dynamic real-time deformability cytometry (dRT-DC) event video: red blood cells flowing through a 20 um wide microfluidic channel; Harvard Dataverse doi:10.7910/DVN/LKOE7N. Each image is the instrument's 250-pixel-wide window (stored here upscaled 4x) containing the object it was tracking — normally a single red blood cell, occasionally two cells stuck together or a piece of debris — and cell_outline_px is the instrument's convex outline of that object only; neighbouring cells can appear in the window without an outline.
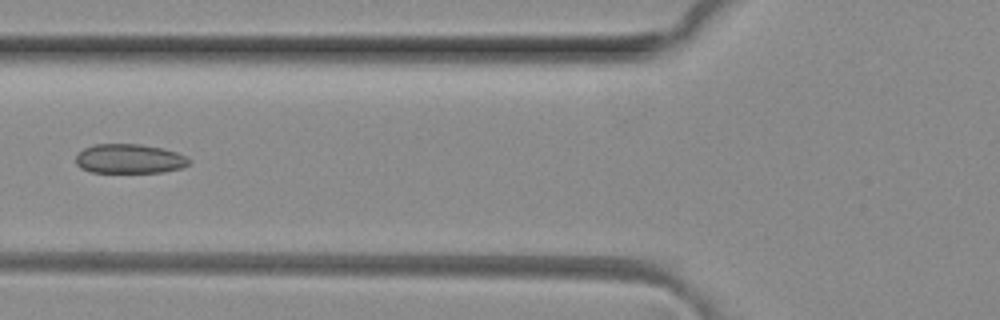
{"species": "common noctule bat (a hibernating species)", "species_latin": "Nyctalus noctula", "temperature_condition": "room temperature", "stored_images_in_passage": 6, "camera_frame_rate_fps": 3000, "um_per_image_px": 0.085, "animal": {"sex": "female", "body_mass_g": 29.2, "forearm_length_mm": 56.3}, "frame": {"image": 1, "passage_image": 6, "time_ms": 1.667, "image_size_px": [1000, 320], "cell_outline_px": [[192, 160], [188, 164], [180, 168], [164, 172], [92, 172], [80, 168], [76, 164], [76, 156], [84, 148], [92, 144], [140, 144], [164, 148], [176, 152]], "centroid_in_image_um": [10.99, 13.49], "position_along_channel_um": 114.8, "area_um2": 19.42}}